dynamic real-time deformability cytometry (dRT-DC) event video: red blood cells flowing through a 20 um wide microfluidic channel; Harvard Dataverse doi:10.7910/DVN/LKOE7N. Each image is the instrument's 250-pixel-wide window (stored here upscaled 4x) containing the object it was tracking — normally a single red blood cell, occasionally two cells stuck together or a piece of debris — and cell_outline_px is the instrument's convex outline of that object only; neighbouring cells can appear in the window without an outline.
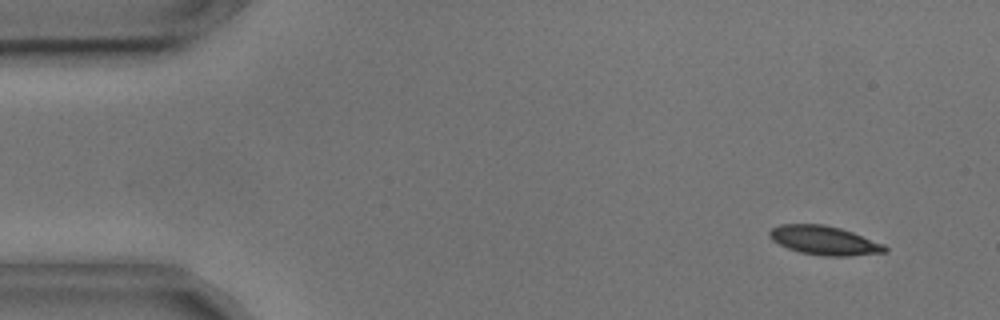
{"species": "common noctule bat (a hibernating species)", "species_latin": "Nyctalus noctula", "temperature_condition": "cold", "stored_images_in_passage": 53, "camera_frame_rate_fps": 3000, "um_per_image_px": 0.085, "animal": {"sex": "male", "body_mass_g": 17.9, "forearm_length_mm": 54.2}, "frame": {"image": 1, "passage_image": 3, "time_ms": 0.667, "image_size_px": [1000, 320], "cell_outline_px": [[888, 252], [848, 256], [820, 256], [800, 252], [788, 248], [772, 240], [768, 236], [768, 232], [772, 228], [780, 224], [824, 224], [840, 228], [852, 232], [884, 244], [888, 248]], "centroid_in_image_um": [70.06, 20.44], "position_along_channel_um": 14.9, "area_um2": 19.54}}
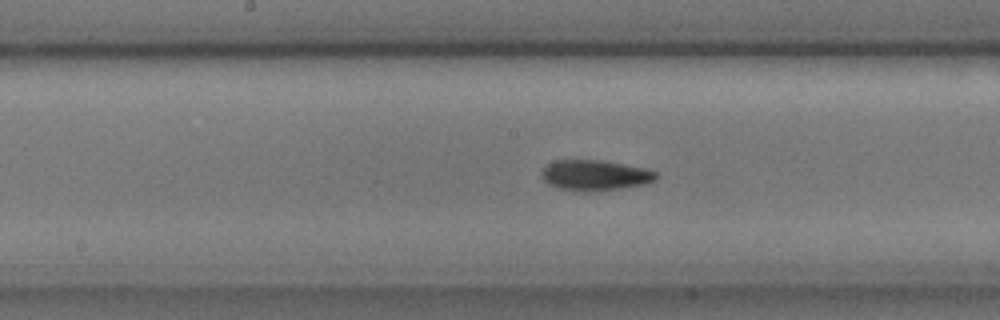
{"frame": {"image": 2, "passage_image": 26, "time_ms": 8.333, "image_size_px": [1000, 320], "cell_outline_px": [[660, 176], [656, 180], [648, 184], [596, 192], [576, 192], [560, 188], [548, 184], [540, 176], [540, 172], [548, 164], [556, 160], [600, 160], [644, 168], [656, 172]], "centroid_in_image_um": [50.59, 14.92], "position_along_channel_um": 197.6, "area_um2": 20.69}}
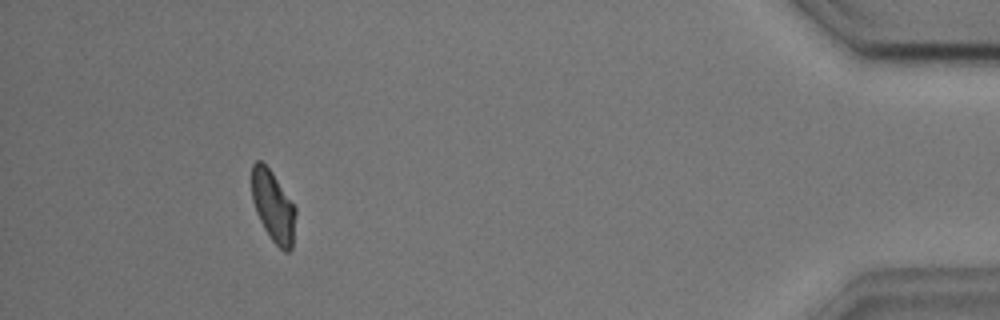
{"frame": {"image": 3, "passage_image": 49, "time_ms": 16.0, "image_size_px": [1000, 320], "cell_outline_px": [[296, 212], [292, 248], [288, 252], [284, 252], [272, 240], [264, 228], [256, 212], [252, 200], [252, 164], [256, 160], [260, 160], [272, 172], [296, 208]], "centroid_in_image_um": [23.22, 17.55], "position_along_channel_um": 412.0, "area_um2": 18.03}, "authors_computed_cell_mechanics": {"area_um2": 19.5364, "velocity_mm_per_s": 3.6238, "shape_relaxation_time_tau1_ms": 3.5443, "shape_relaxation_time_tau2_ms": 7.1868, "deformation_change_tau1": 0.1094, "deformation_change_tau2": 0.115}}